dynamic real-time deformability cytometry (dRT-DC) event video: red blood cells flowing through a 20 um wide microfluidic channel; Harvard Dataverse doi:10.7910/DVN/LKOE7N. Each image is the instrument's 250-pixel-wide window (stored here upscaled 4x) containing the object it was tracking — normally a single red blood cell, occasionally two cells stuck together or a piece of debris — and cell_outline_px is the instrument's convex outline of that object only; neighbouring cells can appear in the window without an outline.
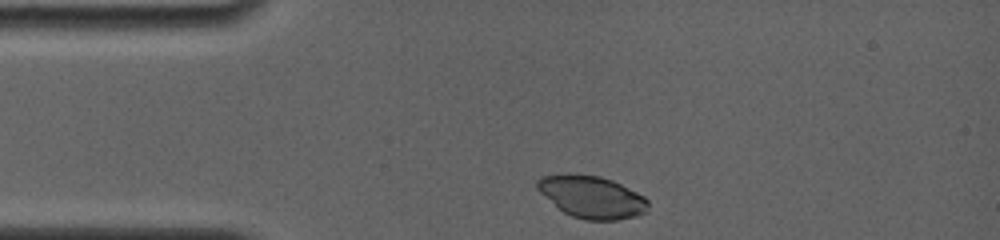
{"species": "common noctule bat (a hibernating species)", "species_latin": "Nyctalus noctula", "temperature_condition": "room temperature", "stored_images_in_passage": 2, "camera_frame_rate_fps": 4000, "um_per_image_px": 0.085, "animal": {"sex": "female", "body_mass_g": 19.0, "forearm_length_mm": 56.7}, "frame": {"image": 1, "passage_image": 1, "time_ms": 0.0, "image_size_px": [1000, 240], "cell_outline_px": [[648, 212], [636, 216], [616, 220], [584, 220], [572, 216], [564, 212], [540, 192], [536, 188], [536, 180], [540, 176], [564, 172], [568, 172], [600, 176], [612, 180], [644, 196], [648, 200]], "centroid_in_image_um": [50.28, 16.71], "position_along_channel_um": 34.7, "area_um2": 27.57}}